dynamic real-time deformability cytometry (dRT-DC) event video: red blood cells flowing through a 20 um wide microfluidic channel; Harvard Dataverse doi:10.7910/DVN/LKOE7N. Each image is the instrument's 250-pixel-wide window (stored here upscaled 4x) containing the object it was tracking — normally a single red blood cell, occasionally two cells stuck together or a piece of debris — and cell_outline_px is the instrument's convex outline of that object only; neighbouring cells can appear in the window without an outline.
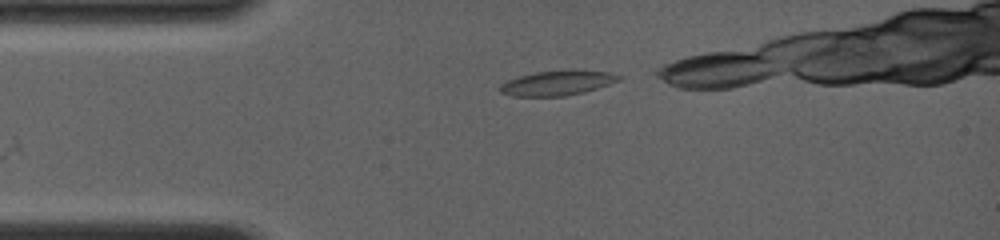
{"species": "common noctule bat (a hibernating species)", "species_latin": "Nyctalus noctula", "temperature_condition": "room temperature", "stored_images_in_passage": 24, "segment_of_instrument_passage": [1, 2], "camera_frame_rate_fps": 4000, "um_per_image_px": 0.085, "animal": {"sex": "female", "body_mass_g": 19.0, "forearm_length_mm": 56.7}, "frame": {"image": 1, "passage_image": 2, "time_ms": 0.25, "image_size_px": [1000, 240], "cell_outline_px": [[624, 76], [620, 80], [584, 92], [564, 96], [512, 96], [500, 92], [500, 84], [508, 80], [520, 76], [536, 72], [576, 68], [608, 72]], "centroid_in_image_um": [47.41, 7.03], "position_along_channel_um": 37.6, "area_um2": 17.4}}
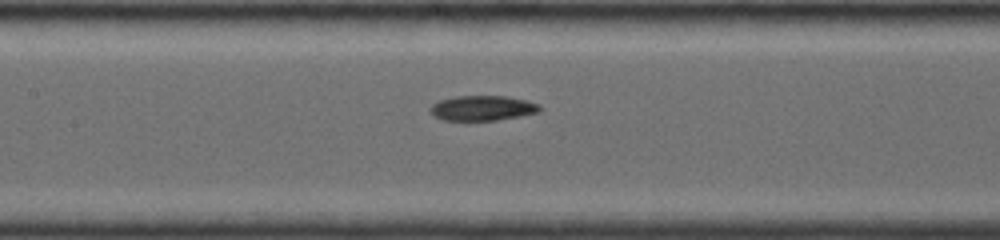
{"frame": {"image": 2, "passage_image": 12, "time_ms": 4.0, "image_size_px": [1000, 240], "cell_outline_px": [[544, 108], [540, 112], [520, 116], [496, 120], [444, 120], [436, 116], [428, 108], [432, 104], [440, 100], [456, 96], [504, 96], [524, 100], [540, 104]], "centroid_in_image_um": [41.05, 9.18], "position_along_channel_um": 166.3, "area_um2": 15.9}}
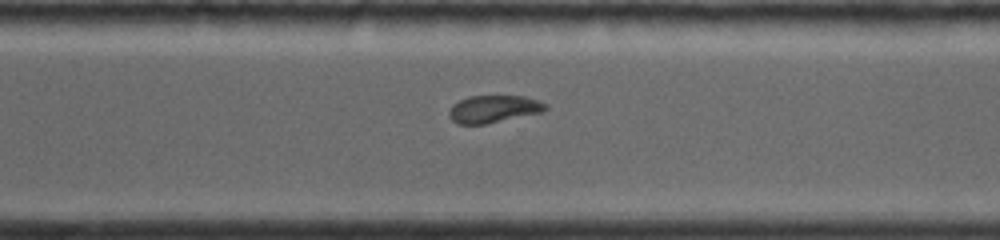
{"frame": {"image": 3, "passage_image": 22, "time_ms": 8.0, "image_size_px": [1000, 240], "cell_outline_px": [[548, 108], [544, 112], [484, 124], [456, 124], [448, 116], [448, 112], [452, 104], [468, 96], [524, 96], [548, 104]], "centroid_in_image_um": [41.95, 9.26], "position_along_channel_um": 328.7, "area_um2": 15.49}}